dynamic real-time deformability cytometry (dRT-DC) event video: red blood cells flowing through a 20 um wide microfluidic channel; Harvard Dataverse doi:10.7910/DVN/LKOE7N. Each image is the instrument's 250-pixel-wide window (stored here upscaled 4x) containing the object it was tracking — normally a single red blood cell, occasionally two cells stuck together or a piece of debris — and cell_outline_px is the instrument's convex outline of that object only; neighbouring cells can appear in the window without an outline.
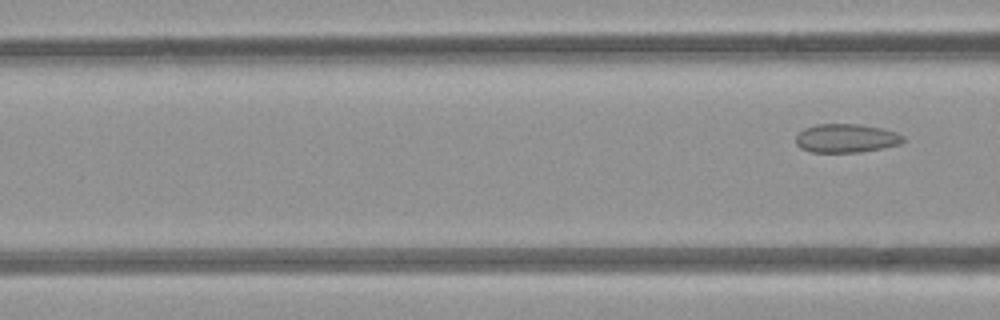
{"species": "common noctule bat (a hibernating species)", "species_latin": "Nyctalus noctula", "temperature_condition": "room temperature", "stored_images_in_passage": 5, "segment_of_instrument_passage": [2, 2], "camera_frame_rate_fps": 3000, "um_per_image_px": 0.085, "animal": {"sex": "female", "body_mass_g": 21.9}, "frame": {"image": 1, "passage_image": 5, "time_ms": 5.333, "image_size_px": [1000, 320], "cell_outline_px": [[904, 140], [900, 144], [884, 148], [860, 152], [808, 152], [800, 148], [796, 144], [796, 136], [804, 128], [816, 124], [860, 124], [884, 128], [896, 132], [904, 136]], "centroid_in_image_um": [71.93, 11.75], "position_along_channel_um": 94.7, "area_um2": 18.15}}